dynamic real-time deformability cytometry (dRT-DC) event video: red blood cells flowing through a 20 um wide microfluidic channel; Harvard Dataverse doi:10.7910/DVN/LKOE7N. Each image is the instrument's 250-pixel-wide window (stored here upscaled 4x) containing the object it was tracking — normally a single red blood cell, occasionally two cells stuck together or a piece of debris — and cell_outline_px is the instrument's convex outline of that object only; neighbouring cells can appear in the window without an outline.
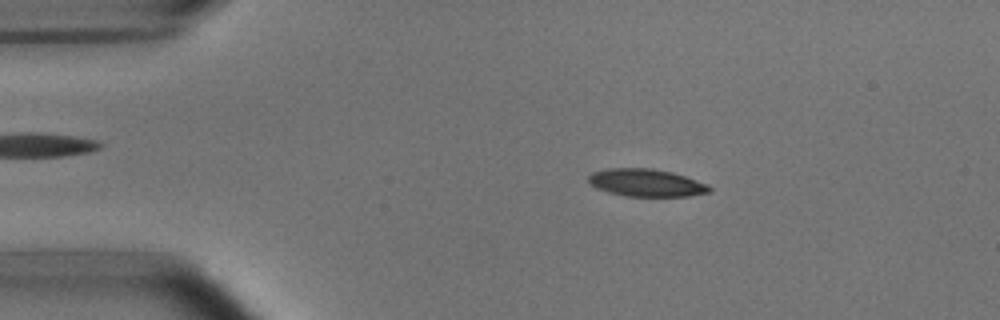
{"species": "common noctule bat (a hibernating species)", "species_latin": "Nyctalus noctula", "temperature_condition": "room temperature", "stored_images_in_passage": 53, "camera_frame_rate_fps": 3000, "um_per_image_px": 0.085, "animal": {"sex": "male", "body_mass_g": 15.6}, "frame": {"image": 1, "passage_image": 10, "time_ms": 3.0, "image_size_px": [1000, 320], "cell_outline_px": [[712, 192], [688, 196], [624, 196], [608, 192], [596, 188], [588, 184], [588, 176], [592, 172], [608, 168], [652, 168], [672, 172], [708, 184], [712, 188]], "centroid_in_image_um": [54.91, 15.53], "position_along_channel_um": 30.1, "area_um2": 19.59}}
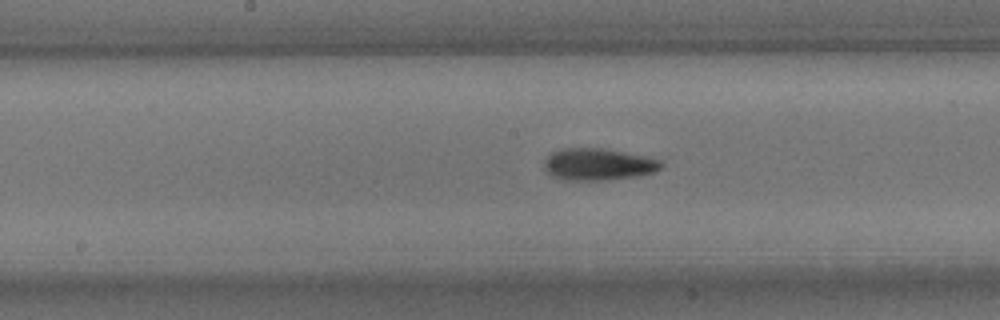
{"frame": {"image": 2, "passage_image": 27, "time_ms": 8.667, "image_size_px": [1000, 320], "cell_outline_px": [[664, 164], [660, 168], [652, 172], [640, 176], [608, 180], [560, 180], [552, 176], [544, 168], [544, 160], [552, 152], [564, 148], [600, 148], [624, 152], [644, 156], [660, 160]], "centroid_in_image_um": [50.83, 13.98], "position_along_channel_um": 197.4, "area_um2": 21.79}}
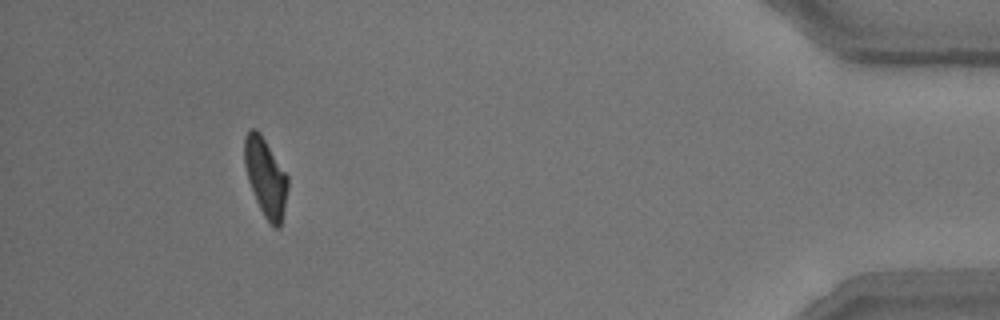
{"frame": {"image": 3, "passage_image": 49, "time_ms": 16.0, "image_size_px": [1000, 320], "cell_outline_px": [[288, 188], [280, 228], [276, 228], [264, 216], [256, 200], [248, 180], [244, 164], [244, 136], [248, 128], [256, 128], [260, 132], [288, 176]], "centroid_in_image_um": [22.56, 15.01], "position_along_channel_um": 412.6, "area_um2": 19.71}, "authors_computed_cell_mechanics": {"area_um2": 20.5768, "velocity_mm_per_s": 3.7956, "shape_relaxation_time_tau1_ms": 4.9056, "shape_relaxation_time_tau2_ms": 3.3351, "deformation_change_tau1": 0.1902, "deformation_change_tau2": 0.1109}}